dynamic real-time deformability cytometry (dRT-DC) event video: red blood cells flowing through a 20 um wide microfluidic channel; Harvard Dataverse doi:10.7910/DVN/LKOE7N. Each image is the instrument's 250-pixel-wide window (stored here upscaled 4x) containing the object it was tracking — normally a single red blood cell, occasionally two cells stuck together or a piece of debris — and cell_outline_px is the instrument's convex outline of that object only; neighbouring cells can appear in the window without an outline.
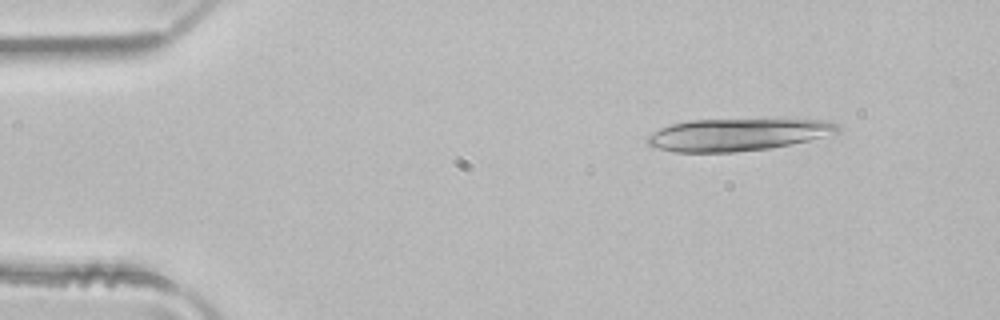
{"species": "common noctule bat (a hibernating species)", "species_latin": "Nyctalus noctula", "temperature_condition": "room temperature", "stored_images_in_passage": 5, "camera_frame_rate_fps": 3000, "um_per_image_px": 0.085, "animal": {"sex": "male", "body_mass_g": 21.5, "forearm_length_mm": 52.0}, "frame": {"image": 1, "passage_image": 5, "time_ms": 1.333, "image_size_px": [1000, 320], "cell_outline_px": [[840, 132], [808, 140], [772, 148], [736, 152], [672, 152], [656, 148], [648, 144], [648, 136], [660, 128], [672, 124], [692, 120], [828, 120], [836, 124], [840, 128]], "centroid_in_image_um": [62.68, 11.45], "position_along_channel_um": 22.3, "area_um2": 35.37}}